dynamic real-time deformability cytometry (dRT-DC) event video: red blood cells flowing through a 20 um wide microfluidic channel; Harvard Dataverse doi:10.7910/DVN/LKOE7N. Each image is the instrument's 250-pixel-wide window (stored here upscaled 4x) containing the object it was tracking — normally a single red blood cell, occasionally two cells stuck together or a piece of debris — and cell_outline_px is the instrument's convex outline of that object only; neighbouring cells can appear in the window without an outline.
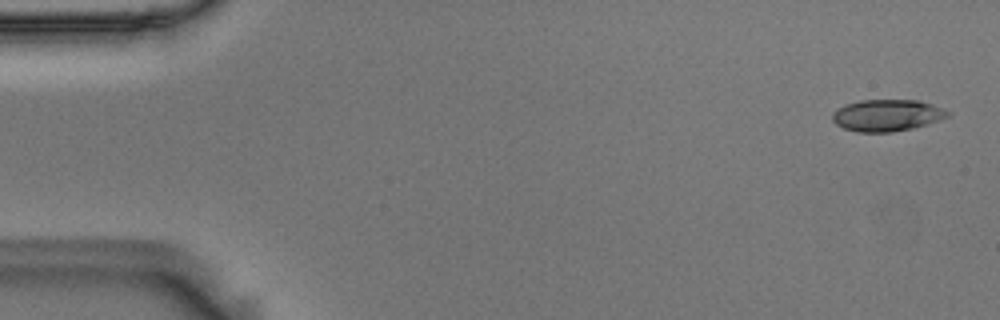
{"species": "Egyptian fruit bat (a non-hibernating species)", "species_latin": "Rousettus aegyptiacus", "temperature_condition": "room temperature", "stored_images_in_passage": 55, "camera_frame_rate_fps": 3000, "um_per_image_px": 0.085, "animal": {"sex": "male"}, "frame": {"image": 1, "passage_image": 2, "time_ms": 0.333, "image_size_px": [1000, 320], "cell_outline_px": [[952, 112], [948, 116], [912, 128], [892, 132], [856, 132], [844, 128], [836, 124], [832, 120], [832, 112], [836, 108], [844, 104], [860, 100], [920, 100], [932, 104]], "centroid_in_image_um": [75.34, 9.79], "position_along_channel_um": 9.7, "area_um2": 21.33}}
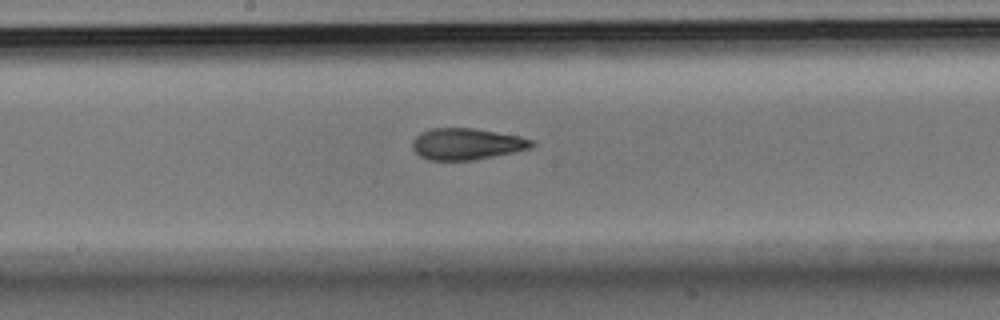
{"frame": {"image": 2, "passage_image": 29, "time_ms": 9.333, "image_size_px": [1000, 320], "cell_outline_px": [[536, 144], [532, 148], [476, 160], [428, 160], [420, 156], [412, 148], [412, 140], [420, 132], [432, 128], [472, 128], [520, 136], [536, 140]], "centroid_in_image_um": [39.69, 12.24], "position_along_channel_um": 208.5, "area_um2": 22.08}}
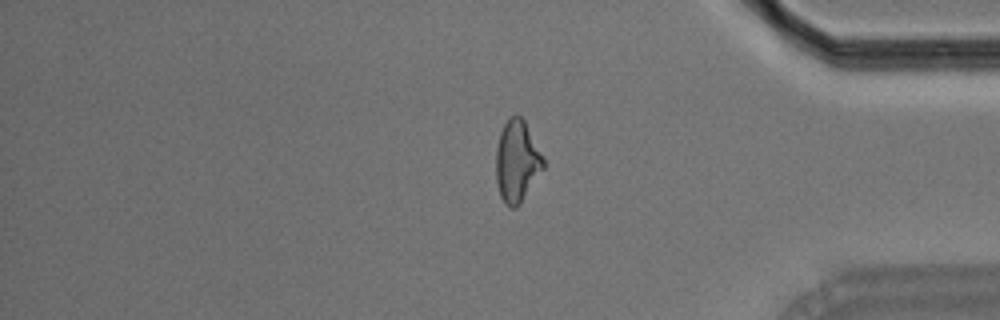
{"frame": {"image": 3, "passage_image": 46, "time_ms": 15.0, "image_size_px": [1000, 320], "cell_outline_px": [[544, 168], [520, 204], [516, 208], [508, 208], [504, 204], [500, 196], [496, 180], [496, 148], [500, 132], [508, 116], [516, 112], [524, 120], [544, 156]], "centroid_in_image_um": [43.94, 13.7], "position_along_channel_um": 391.3, "area_um2": 22.95}, "authors_computed_cell_mechanics": {"area_um2": 21.8484, "velocity_mm_per_s": 3.6193, "shape_relaxation_time_tau1_ms": 6.2247, "shape_relaxation_time_tau2_ms": 2.2475, "deformation_change_tau1": 0.1884, "deformation_change_tau2": 0.1076}}